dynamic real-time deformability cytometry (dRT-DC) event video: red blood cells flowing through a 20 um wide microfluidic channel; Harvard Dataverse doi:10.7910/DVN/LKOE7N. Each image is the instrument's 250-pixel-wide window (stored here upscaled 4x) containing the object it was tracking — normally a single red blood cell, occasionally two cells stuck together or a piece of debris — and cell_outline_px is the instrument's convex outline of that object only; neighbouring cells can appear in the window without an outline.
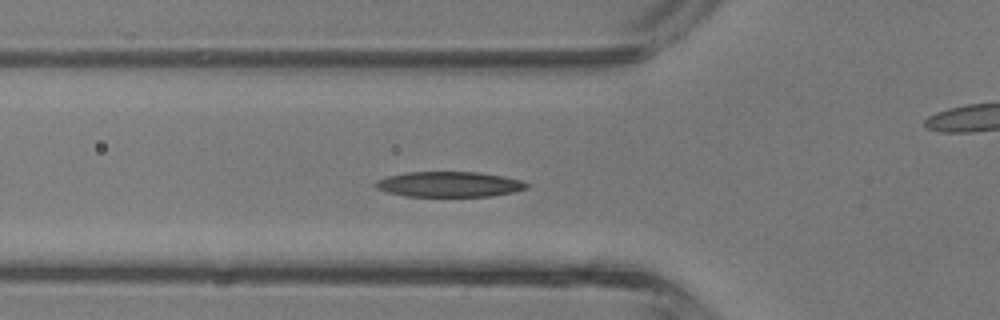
{"species": "common noctule bat (a hibernating species)", "species_latin": "Nyctalus noctula", "temperature_condition": "room temperature", "stored_images_in_passage": 43, "camera_frame_rate_fps": 3000, "um_per_image_px": 0.085, "animal": {"sex": "male", "body_mass_g": 13.3}, "frame": {"image": 1, "passage_image": 15, "time_ms": 4.667, "image_size_px": [1000, 320], "cell_outline_px": [[528, 188], [512, 192], [492, 196], [404, 196], [388, 192], [376, 188], [372, 184], [376, 180], [388, 176], [404, 172], [480, 172], [504, 176], [520, 180], [528, 184]], "centroid_in_image_um": [38.15, 15.66], "position_along_channel_um": 87.6, "area_um2": 22.37}}
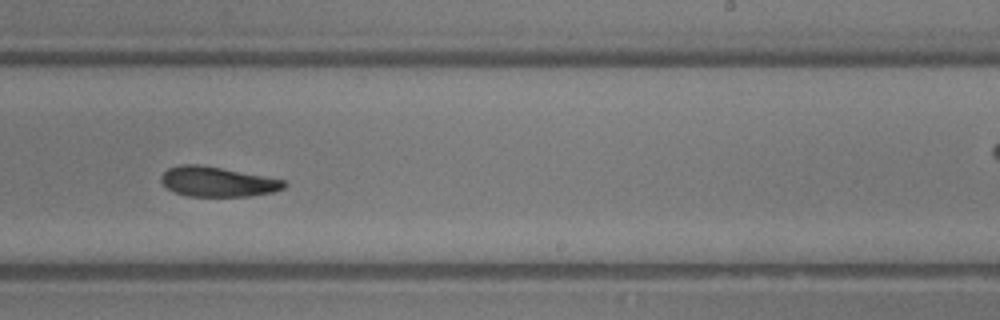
{"frame": {"image": 2, "passage_image": 26, "time_ms": 8.333, "image_size_px": [1000, 320], "cell_outline_px": [[288, 184], [284, 188], [272, 192], [248, 196], [188, 196], [172, 192], [160, 180], [160, 176], [168, 168], [180, 164], [200, 164], [264, 176], [284, 180]], "centroid_in_image_um": [18.45, 15.44], "position_along_channel_um": 270.5, "area_um2": 21.39}}
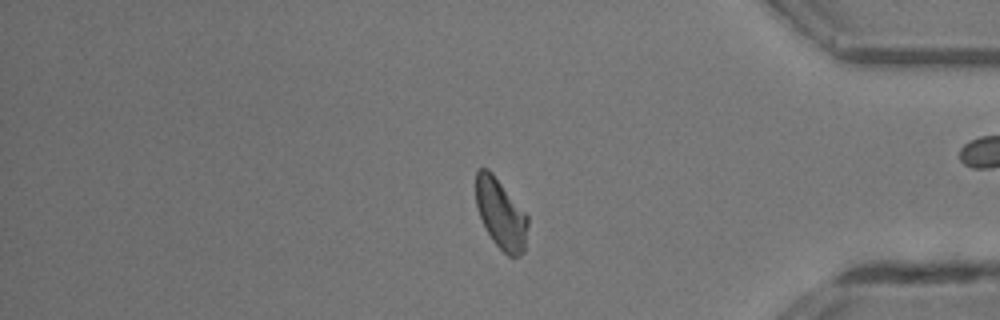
{"frame": {"image": 3, "passage_image": 35, "time_ms": 11.333, "image_size_px": [1000, 320], "cell_outline_px": [[528, 224], [524, 252], [520, 256], [508, 256], [492, 240], [476, 208], [476, 172], [480, 168], [488, 168], [492, 172], [528, 216]], "centroid_in_image_um": [42.57, 18.18], "position_along_channel_um": 392.6, "area_um2": 20.98}, "authors_computed_cell_mechanics": {"area_um2": 21.675, "velocity_mm_per_s": 4.9685, "shape_relaxation_time_tau1_ms": 3.54, "shape_relaxation_time_tau2_ms": 9.2385, "deformation_change_tau1": 0.1496, "deformation_change_tau2": 0.2608}}